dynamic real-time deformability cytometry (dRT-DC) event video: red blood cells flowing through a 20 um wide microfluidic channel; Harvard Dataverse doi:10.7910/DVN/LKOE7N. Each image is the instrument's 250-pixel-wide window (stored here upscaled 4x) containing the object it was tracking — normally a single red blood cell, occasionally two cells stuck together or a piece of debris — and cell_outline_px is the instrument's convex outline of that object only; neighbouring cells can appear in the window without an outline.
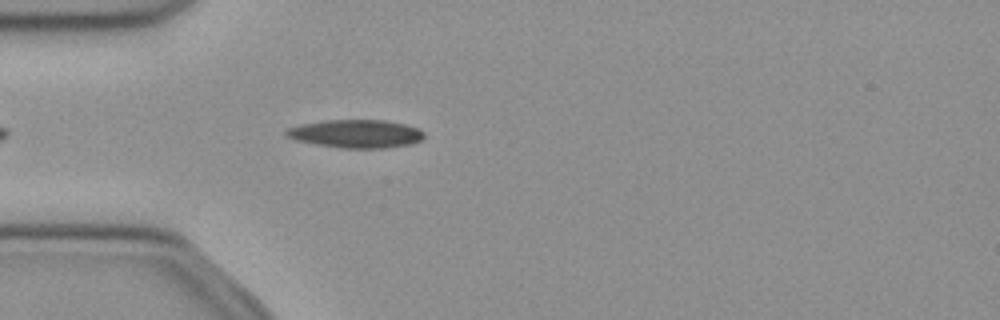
{"species": "common noctule bat (a hibernating species)", "species_latin": "Nyctalus noctula", "temperature_condition": "cold", "stored_images_in_passage": 38, "camera_frame_rate_fps": 3000, "um_per_image_px": 0.085, "animal": {"sex": "female", "body_mass_g": 21.9}, "frame": {"image": 1, "passage_image": 2, "time_ms": 0.333, "image_size_px": [1000, 320], "cell_outline_px": [[424, 136], [420, 140], [412, 144], [384, 148], [340, 148], [316, 144], [296, 140], [288, 136], [284, 132], [288, 128], [300, 124], [324, 120], [384, 120], [404, 124], [416, 128], [424, 132]], "centroid_in_image_um": [30.25, 11.37], "position_along_channel_um": 54.8, "area_um2": 22.54}}
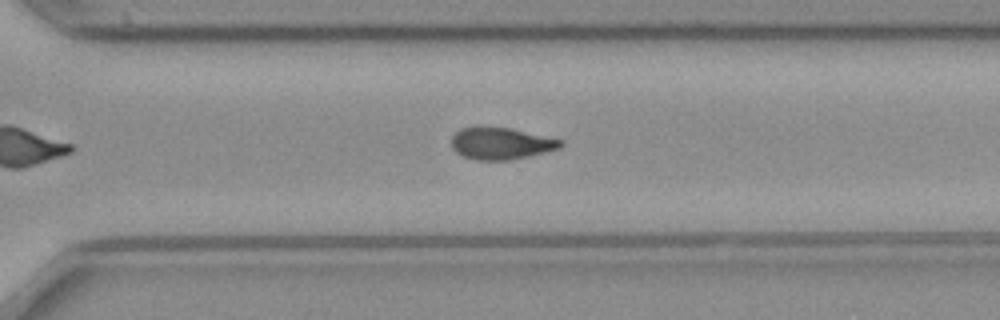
{"frame": {"image": 2, "passage_image": 23, "time_ms": 7.333, "image_size_px": [1000, 320], "cell_outline_px": [[564, 144], [560, 148], [512, 160], [476, 160], [464, 156], [456, 152], [452, 148], [452, 136], [460, 128], [480, 124], [512, 128], [564, 140]], "centroid_in_image_um": [42.57, 12.15], "position_along_channel_um": 328.0, "area_um2": 20.87}}
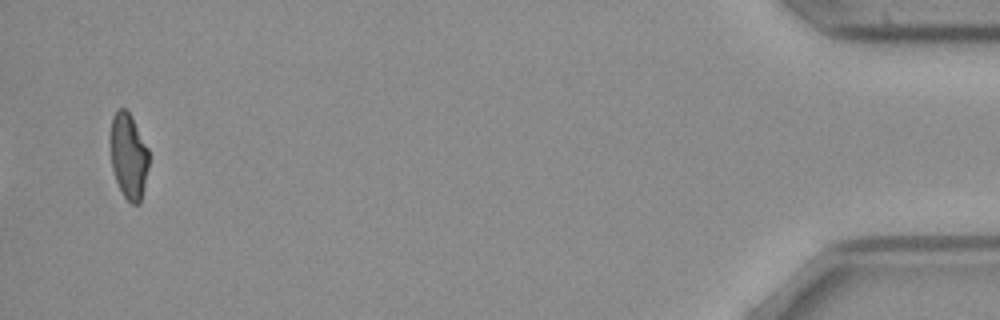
{"frame": {"image": 3, "passage_image": 37, "time_ms": 12.0, "image_size_px": [1000, 320], "cell_outline_px": [[148, 168], [140, 204], [132, 204], [124, 196], [116, 180], [112, 168], [112, 116], [120, 108], [128, 108], [148, 148]], "centroid_in_image_um": [10.96, 13.25], "position_along_channel_um": 424.2, "area_um2": 18.79}, "authors_computed_cell_mechanics": {"area_um2": 21.1837, "velocity_mm_per_s": 3.9798, "shape_relaxation_time_tau1_ms": 7.0062, "shape_relaxation_time_tau2_ms": null, "deformation_change_tau1": 0.1825, "deformation_change_tau2": null}}